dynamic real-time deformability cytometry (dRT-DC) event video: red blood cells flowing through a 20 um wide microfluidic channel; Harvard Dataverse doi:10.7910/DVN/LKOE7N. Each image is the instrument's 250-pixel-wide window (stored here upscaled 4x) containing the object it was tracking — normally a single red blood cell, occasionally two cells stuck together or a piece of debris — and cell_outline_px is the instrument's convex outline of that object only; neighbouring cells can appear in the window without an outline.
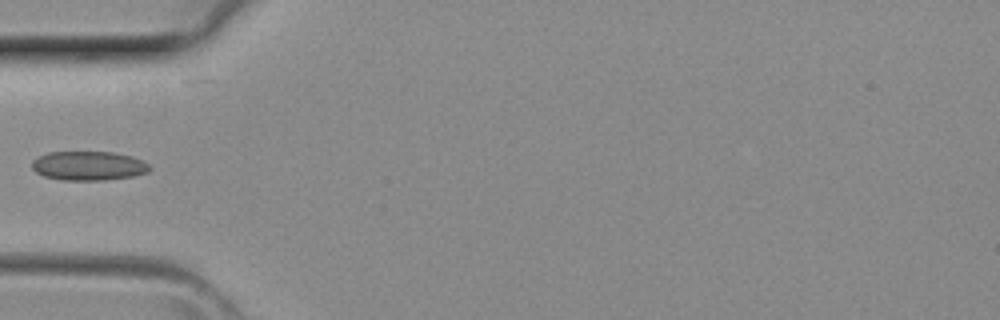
{"species": "common noctule bat (a hibernating species)", "species_latin": "Nyctalus noctula", "temperature_condition": "room temperature", "stored_images_in_passage": 3, "camera_frame_rate_fps": 3000, "um_per_image_px": 0.085, "animal": {"sex": "female", "body_mass_g": 29.2, "forearm_length_mm": 56.3}, "frame": {"image": 1, "passage_image": 3, "time_ms": 0.667, "image_size_px": [1000, 320], "cell_outline_px": [[152, 168], [148, 172], [132, 176], [104, 180], [60, 180], [44, 176], [36, 172], [32, 168], [32, 160], [36, 156], [48, 152], [112, 152], [132, 156], [148, 164]], "centroid_in_image_um": [7.49, 14.09], "position_along_channel_um": 77.5, "area_um2": 20.06}}